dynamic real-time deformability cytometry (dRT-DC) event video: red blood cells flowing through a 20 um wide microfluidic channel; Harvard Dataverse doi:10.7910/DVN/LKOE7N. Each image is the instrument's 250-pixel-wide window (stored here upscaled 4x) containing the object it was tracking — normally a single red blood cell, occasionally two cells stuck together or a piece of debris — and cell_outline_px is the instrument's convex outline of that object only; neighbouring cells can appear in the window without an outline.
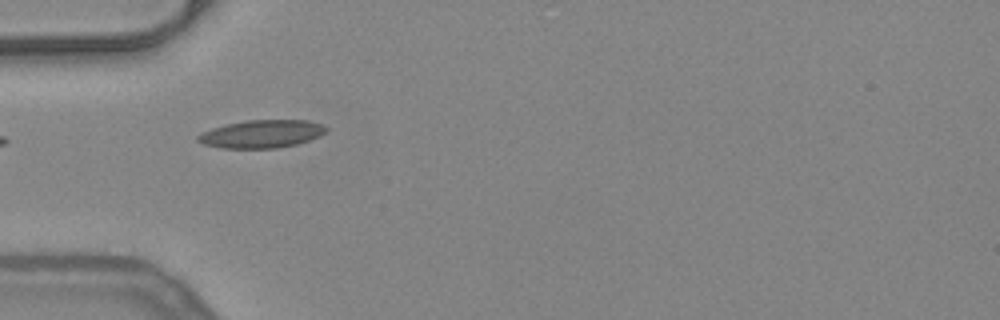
{"species": "common noctule bat (a hibernating species)", "species_latin": "Nyctalus noctula", "temperature_condition": "warm", "stored_images_in_passage": 9, "camera_frame_rate_fps": 3000, "um_per_image_px": 0.085, "animal": {"sex": "female", "body_mass_g": 24.6, "forearm_length_mm": 56.2}, "frame": {"image": 1, "passage_image": 1, "time_ms": 0.0, "image_size_px": [1000, 320], "cell_outline_px": [[328, 132], [320, 136], [296, 144], [276, 148], [220, 148], [204, 144], [196, 140], [196, 136], [200, 132], [212, 128], [228, 124], [248, 120], [308, 120], [324, 124], [328, 128]], "centroid_in_image_um": [22.26, 11.38], "position_along_channel_um": 62.7, "area_um2": 20.98}}
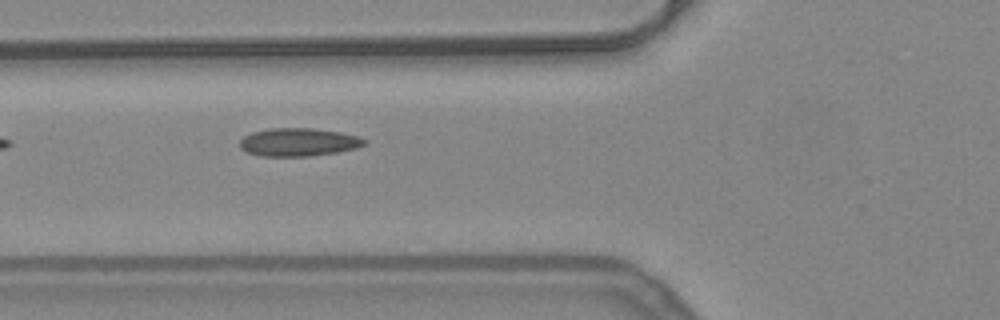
{"frame": {"image": 2, "passage_image": 4, "time_ms": 1.0, "image_size_px": [1000, 320], "cell_outline_px": [[368, 144], [356, 148], [336, 152], [308, 156], [260, 156], [248, 152], [240, 148], [240, 140], [244, 136], [252, 132], [272, 128], [312, 128], [340, 132], [360, 136], [368, 140]], "centroid_in_image_um": [25.41, 12.08], "position_along_channel_um": 100.4, "area_um2": 20.46}}